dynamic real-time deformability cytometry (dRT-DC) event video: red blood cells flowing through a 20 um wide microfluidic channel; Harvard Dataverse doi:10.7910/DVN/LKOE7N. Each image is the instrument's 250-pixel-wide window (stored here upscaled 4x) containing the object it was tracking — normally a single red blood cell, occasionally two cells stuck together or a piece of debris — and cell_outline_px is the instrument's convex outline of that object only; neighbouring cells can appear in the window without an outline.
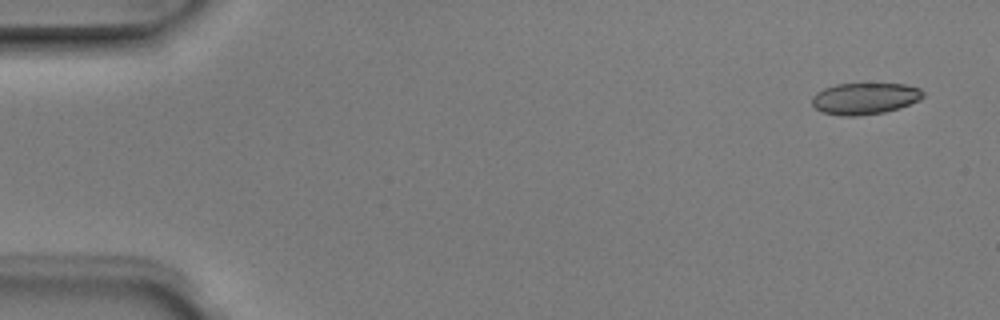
{"species": "Egyptian fruit bat (a non-hibernating species)", "species_latin": "Rousettus aegyptiacus", "temperature_condition": "room temperature", "stored_images_in_passage": 4, "camera_frame_rate_fps": 3000, "um_per_image_px": 0.085, "animal": {"sex": "male"}, "frame": {"image": 1, "passage_image": 1, "time_ms": 0.0, "image_size_px": [1000, 320], "cell_outline_px": [[924, 96], [920, 100], [900, 108], [884, 112], [856, 116], [840, 116], [824, 112], [816, 108], [812, 104], [812, 96], [816, 92], [824, 88], [836, 84], [904, 84], [920, 88], [924, 92]], "centroid_in_image_um": [73.52, 8.37], "position_along_channel_um": 11.5, "area_um2": 20.46}}
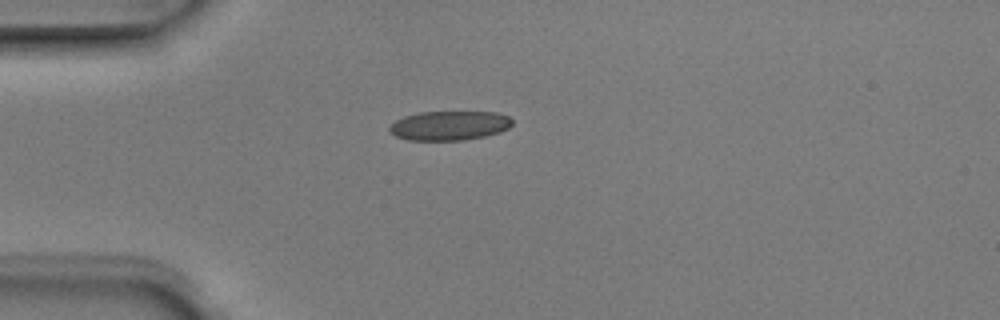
{"frame": {"image": 2, "passage_image": 4, "time_ms": 1.0, "image_size_px": [1000, 320], "cell_outline_px": [[512, 124], [508, 128], [500, 132], [484, 136], [464, 140], [408, 140], [396, 136], [388, 128], [396, 120], [404, 116], [420, 112], [496, 112], [508, 116], [512, 120]], "centroid_in_image_um": [38.21, 10.67], "position_along_channel_um": 46.8, "area_um2": 20.87}}